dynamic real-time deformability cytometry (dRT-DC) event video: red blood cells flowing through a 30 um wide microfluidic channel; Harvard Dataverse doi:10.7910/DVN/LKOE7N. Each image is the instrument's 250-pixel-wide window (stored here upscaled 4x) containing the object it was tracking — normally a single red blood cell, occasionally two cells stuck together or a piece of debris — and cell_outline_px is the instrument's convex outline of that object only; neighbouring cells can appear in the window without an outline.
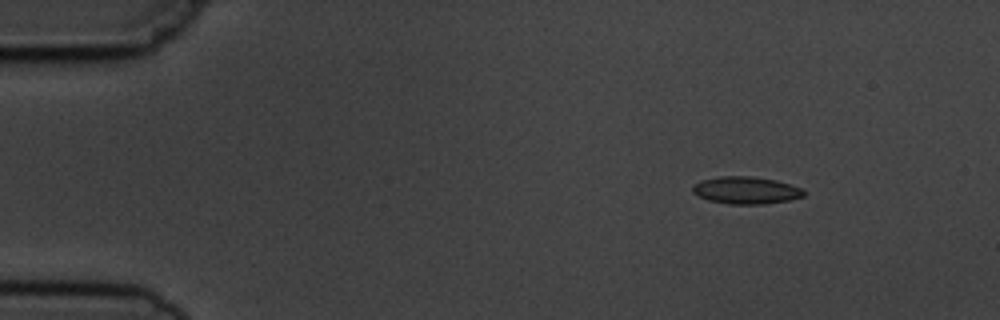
{"species": "common noctule bat (a hibernating species)", "species_latin": "Nyctalus noctula", "temperature_condition": "cold", "stored_images_in_passage": 10, "camera_frame_rate_fps": 3000, "um_per_image_px": 0.085, "animal": {"sex": "male", "body_mass_g": 19.5, "forearm_length_mm": 54.6}, "frame": {"image": 1, "passage_image": 1, "time_ms": 0.0, "image_size_px": [1000, 320], "cell_outline_px": [[804, 196], [788, 200], [764, 204], [728, 204], [708, 200], [692, 192], [692, 184], [700, 180], [720, 176], [752, 176], [776, 180], [804, 188]], "centroid_in_image_um": [63.4, 16.16], "position_along_channel_um": 21.6, "area_um2": 17.8}}
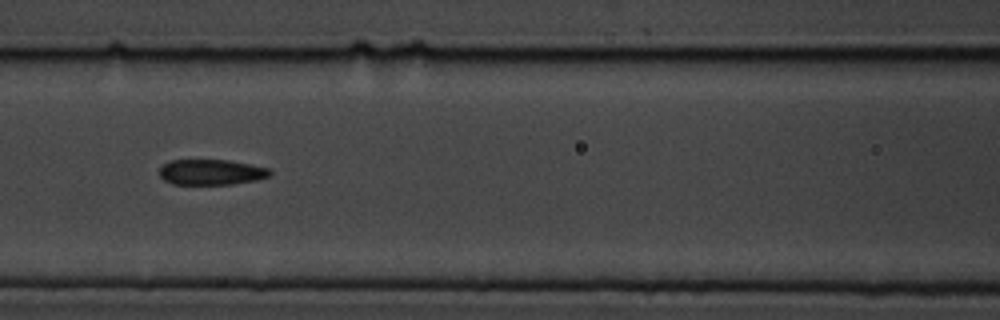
{"frame": {"image": 2, "passage_image": 6, "time_ms": 5.667, "image_size_px": [1000, 320], "cell_outline_px": [[272, 176], [256, 180], [232, 184], [172, 184], [164, 180], [160, 176], [160, 168], [168, 160], [228, 160], [268, 168], [272, 172]], "centroid_in_image_um": [17.96, 14.63], "position_along_channel_um": 148.6, "area_um2": 16.42}}
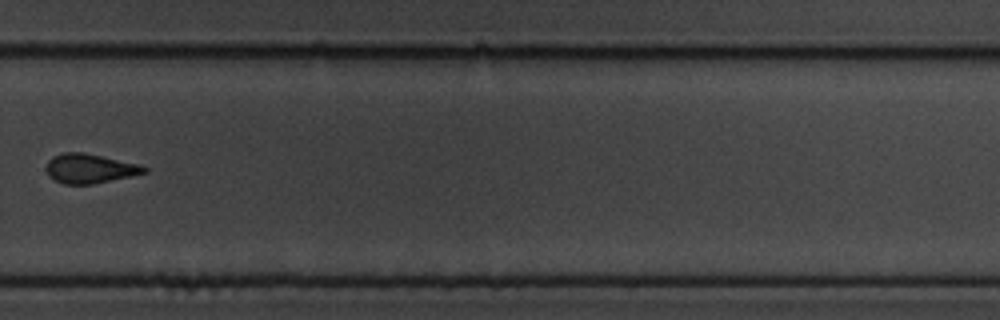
{"frame": {"image": 3, "passage_image": 10, "time_ms": 10.333, "image_size_px": [1000, 320], "cell_outline_px": [[148, 172], [132, 176], [92, 184], [64, 184], [48, 176], [48, 160], [52, 156], [64, 152], [84, 152], [140, 164], [148, 168]], "centroid_in_image_um": [7.67, 14.32], "position_along_channel_um": 322.1, "area_um2": 16.76}}